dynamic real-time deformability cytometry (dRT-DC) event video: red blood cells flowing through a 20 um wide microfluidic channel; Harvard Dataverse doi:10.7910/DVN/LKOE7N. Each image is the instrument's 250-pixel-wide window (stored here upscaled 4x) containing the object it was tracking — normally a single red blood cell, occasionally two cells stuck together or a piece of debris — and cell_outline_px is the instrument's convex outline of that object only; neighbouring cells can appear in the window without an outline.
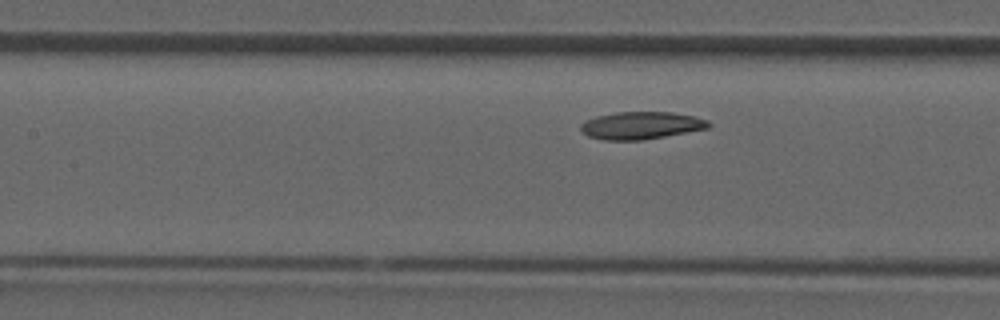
{"species": "common noctule bat (a hibernating species)", "species_latin": "Nyctalus noctula", "temperature_condition": "room temperature", "stored_images_in_passage": 10, "camera_frame_rate_fps": 3000, "um_per_image_px": 0.085, "animal": {"sex": "male", "forearm_length_mm": 52.5}, "frame": {"image": 1, "passage_image": 10, "time_ms": 3.0, "image_size_px": [1000, 320], "cell_outline_px": [[712, 124], [708, 128], [664, 136], [640, 140], [604, 140], [588, 136], [580, 128], [580, 124], [584, 120], [596, 116], [616, 112], [672, 112], [696, 116], [708, 120]], "centroid_in_image_um": [54.49, 10.65], "position_along_channel_um": 152.9, "area_um2": 20.46}}